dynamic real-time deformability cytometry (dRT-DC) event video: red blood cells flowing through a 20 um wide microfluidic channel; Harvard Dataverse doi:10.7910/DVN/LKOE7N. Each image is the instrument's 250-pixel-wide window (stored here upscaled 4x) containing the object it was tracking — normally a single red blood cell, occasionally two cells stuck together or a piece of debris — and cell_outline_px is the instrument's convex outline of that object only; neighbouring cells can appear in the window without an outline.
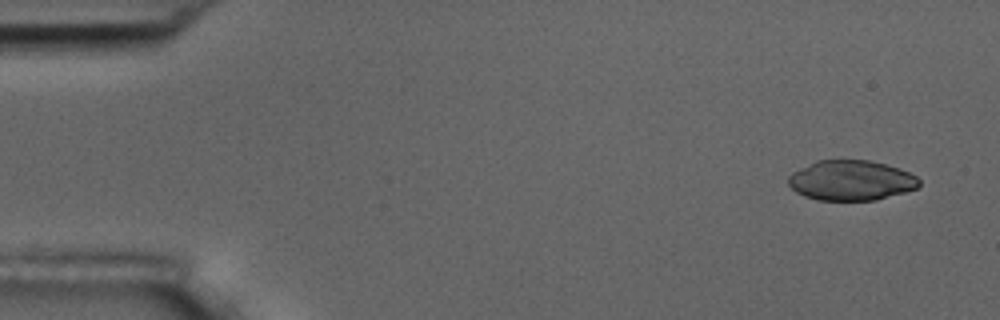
{"species": "common noctule bat (a hibernating species)", "species_latin": "Nyctalus noctula", "temperature_condition": "room temperature", "stored_images_in_passage": 4, "camera_frame_rate_fps": 3000, "um_per_image_px": 0.085, "animal": {"sex": "male", "body_mass_g": 17.5, "forearm_length_mm": 52.3}, "frame": {"image": 1, "passage_image": 1, "time_ms": 0.0, "image_size_px": [1000, 320], "cell_outline_px": [[920, 184], [916, 188], [904, 192], [876, 200], [816, 200], [804, 196], [796, 192], [788, 184], [788, 176], [792, 172], [816, 160], [868, 160], [900, 168], [916, 176], [920, 180]], "centroid_in_image_um": [72.32, 15.33], "position_along_channel_um": 12.7, "area_um2": 30.58}}